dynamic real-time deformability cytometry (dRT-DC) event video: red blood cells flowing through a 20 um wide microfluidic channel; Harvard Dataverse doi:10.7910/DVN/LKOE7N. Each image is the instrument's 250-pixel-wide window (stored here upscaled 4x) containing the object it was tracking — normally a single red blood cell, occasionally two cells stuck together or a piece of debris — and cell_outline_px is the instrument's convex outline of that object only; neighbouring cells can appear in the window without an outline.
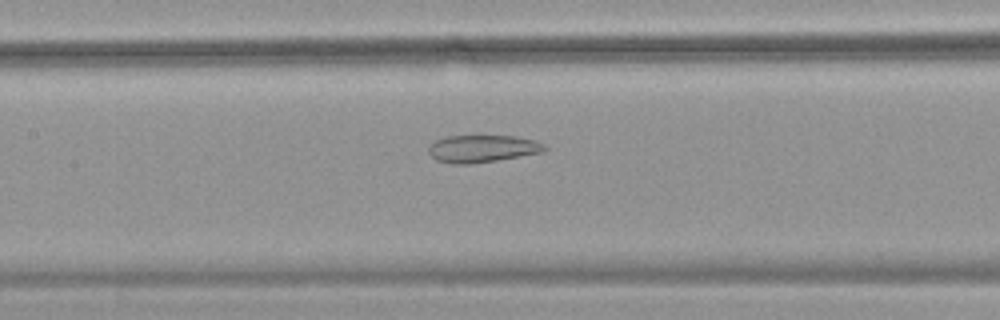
{"species": "common noctule bat (a hibernating species)", "species_latin": "Nyctalus noctula", "temperature_condition": "warm", "stored_images_in_passage": 54, "camera_frame_rate_fps": 3000, "um_per_image_px": 0.085, "animal": {"sex": "female", "body_mass_g": 18.4}, "frame": {"image": 1, "passage_image": 26, "time_ms": 8.333, "image_size_px": [1000, 320], "cell_outline_px": [[548, 148], [544, 152], [496, 160], [468, 164], [452, 164], [436, 160], [428, 152], [428, 148], [436, 140], [448, 136], [516, 136], [536, 140], [544, 144]], "centroid_in_image_um": [41.03, 12.63], "position_along_channel_um": 166.4, "area_um2": 18.44}}
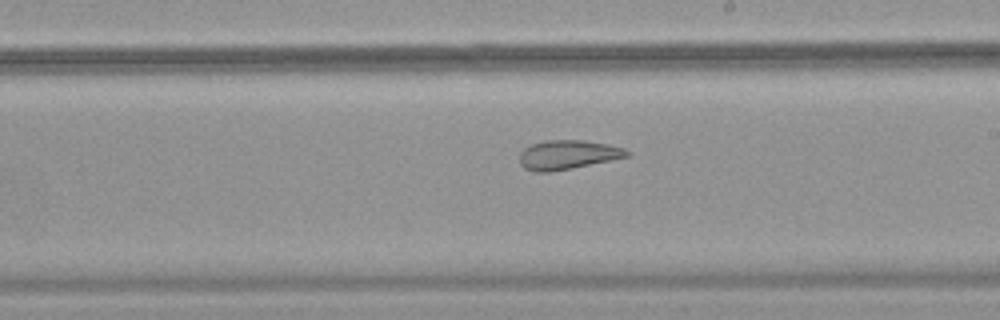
{"frame": {"image": 2, "passage_image": 32, "time_ms": 10.333, "image_size_px": [1000, 320], "cell_outline_px": [[632, 152], [628, 156], [572, 168], [552, 172], [536, 172], [524, 168], [520, 164], [520, 152], [524, 148], [532, 144], [544, 140], [584, 140], [608, 144], [624, 148]], "centroid_in_image_um": [48.24, 13.15], "position_along_channel_um": 240.8, "area_um2": 18.26}}
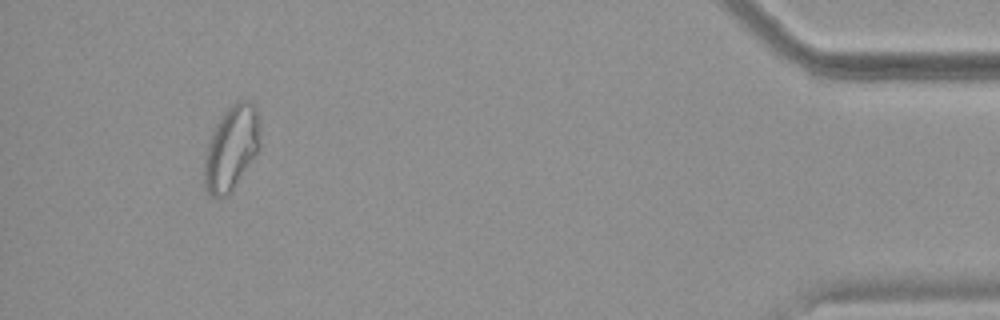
{"frame": {"image": 3, "passage_image": 51, "time_ms": 16.667, "image_size_px": [1000, 320], "cell_outline_px": [[260, 148], [256, 156], [228, 196], [212, 196], [204, 188], [204, 156], [208, 140], [220, 116], [232, 104], [240, 100], [248, 100], [256, 108], [260, 124]], "centroid_in_image_um": [19.67, 12.58], "position_along_channel_um": 415.5, "area_um2": 27.8}, "authors_computed_cell_mechanics": {"area_um2": 25.4031, "velocity_mm_per_s": 3.7486, "shape_relaxation_time_tau1_ms": null, "shape_relaxation_time_tau2_ms": 2.2274, "deformation_change_tau1": null, "deformation_change_tau2": 0.096}}